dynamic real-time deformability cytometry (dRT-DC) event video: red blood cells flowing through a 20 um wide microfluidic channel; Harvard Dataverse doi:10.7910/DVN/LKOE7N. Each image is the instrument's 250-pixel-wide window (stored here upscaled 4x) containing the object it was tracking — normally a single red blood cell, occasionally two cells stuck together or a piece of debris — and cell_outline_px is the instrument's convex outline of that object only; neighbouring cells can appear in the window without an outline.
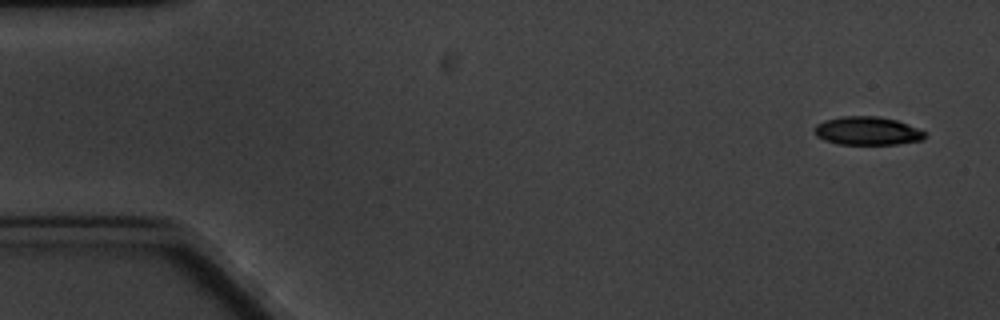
{"species": "common noctule bat (a hibernating species)", "species_latin": "Nyctalus noctula", "temperature_condition": "cold", "stored_images_in_passage": 5, "camera_frame_rate_fps": 3000, "um_per_image_px": 0.085, "animal": {"sex": "male", "body_mass_g": 20.1, "forearm_length_mm": 53.5}, "frame": {"image": 1, "passage_image": 1, "time_ms": 0.0, "image_size_px": [1000, 320], "cell_outline_px": [[928, 136], [924, 140], [896, 144], [836, 144], [824, 140], [816, 136], [812, 128], [816, 124], [824, 120], [840, 116], [876, 116], [896, 120], [916, 128], [924, 132]], "centroid_in_image_um": [73.68, 11.13], "position_along_channel_um": 11.3, "area_um2": 18.38}}
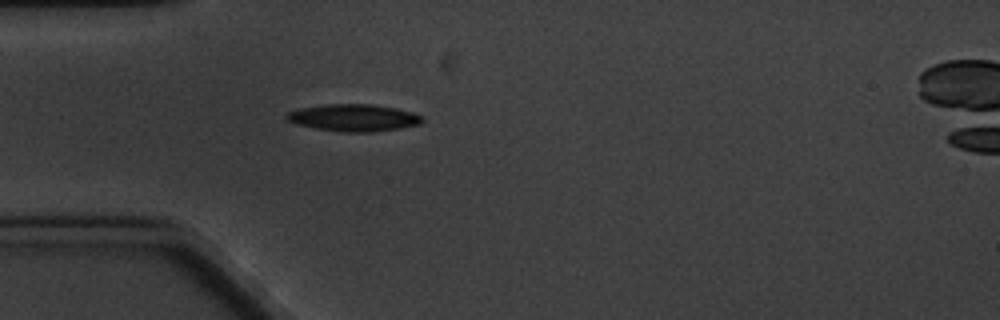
{"frame": {"image": 2, "passage_image": 5, "time_ms": 4.667, "image_size_px": [1000, 320], "cell_outline_px": [[424, 120], [420, 124], [400, 128], [372, 132], [340, 132], [316, 128], [296, 124], [288, 120], [284, 116], [288, 112], [300, 108], [328, 104], [372, 104], [396, 108], [412, 112], [420, 116]], "centroid_in_image_um": [30.05, 10.01], "position_along_channel_um": 54.9, "area_um2": 21.33}}